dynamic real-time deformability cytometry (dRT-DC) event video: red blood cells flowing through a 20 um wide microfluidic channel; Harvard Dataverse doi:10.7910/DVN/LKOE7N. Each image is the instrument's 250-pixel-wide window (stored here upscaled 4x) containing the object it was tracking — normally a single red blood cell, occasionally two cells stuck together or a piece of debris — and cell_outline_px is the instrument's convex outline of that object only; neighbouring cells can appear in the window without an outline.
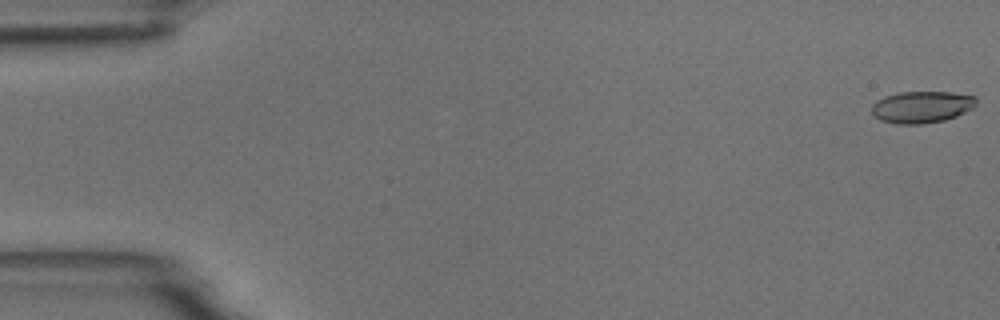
{"species": "common noctule bat (a hibernating species)", "species_latin": "Nyctalus noctula", "temperature_condition": "room temperature", "stored_images_in_passage": 5, "camera_frame_rate_fps": 3000, "um_per_image_px": 0.085, "animal": {"sex": "male", "body_mass_g": 18.8}, "frame": {"image": 1, "passage_image": 1, "time_ms": 0.0, "image_size_px": [1000, 320], "cell_outline_px": [[976, 104], [972, 108], [956, 116], [944, 120], [924, 124], [896, 124], [880, 120], [872, 112], [872, 104], [876, 100], [884, 96], [900, 92], [952, 92], [976, 96]], "centroid_in_image_um": [78.34, 9.09], "position_along_channel_um": 6.7, "area_um2": 19.42}}
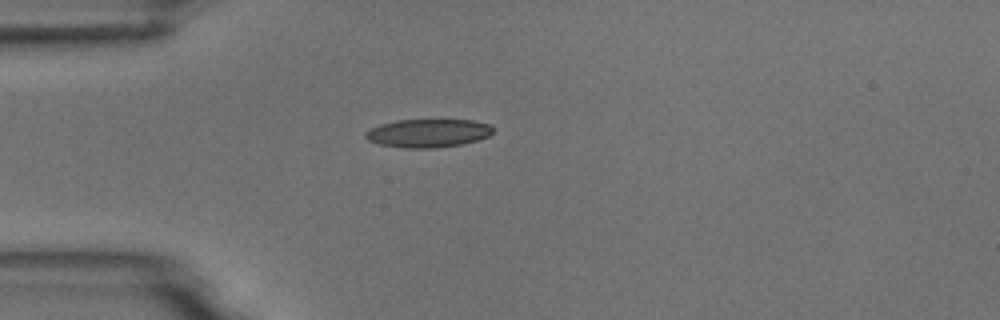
{"frame": {"image": 2, "passage_image": 5, "time_ms": 4.667, "image_size_px": [1000, 320], "cell_outline_px": [[492, 132], [488, 136], [476, 140], [460, 144], [436, 148], [404, 148], [380, 144], [368, 140], [364, 136], [364, 132], [380, 124], [396, 120], [472, 120], [488, 124], [492, 128]], "centroid_in_image_um": [36.34, 11.31], "position_along_channel_um": 48.7, "area_um2": 20.87}}